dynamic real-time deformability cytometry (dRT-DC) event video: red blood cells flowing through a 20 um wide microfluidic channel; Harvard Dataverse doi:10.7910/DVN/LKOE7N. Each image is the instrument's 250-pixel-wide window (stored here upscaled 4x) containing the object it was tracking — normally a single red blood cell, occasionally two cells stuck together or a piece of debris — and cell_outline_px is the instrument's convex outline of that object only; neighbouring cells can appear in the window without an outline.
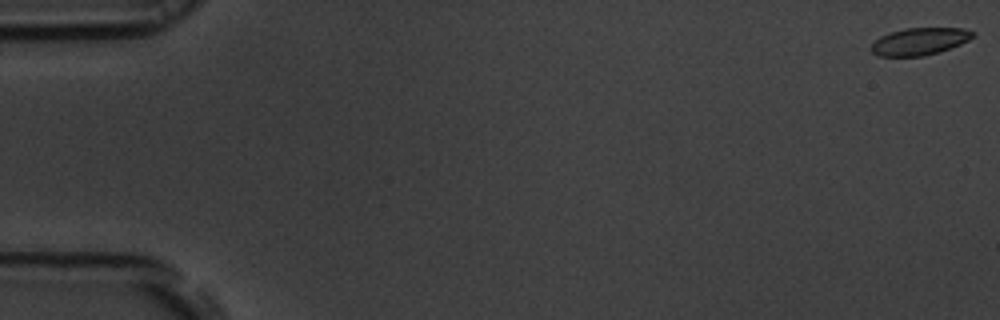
{"species": "common noctule bat (a hibernating species)", "species_latin": "Nyctalus noctula", "temperature_condition": "room temperature", "stored_images_in_passage": 56, "camera_frame_rate_fps": 3000, "um_per_image_px": 0.085, "animal": {"sex": "male", "body_mass_g": 19.5, "forearm_length_mm": 54.6}, "frame": {"image": 1, "passage_image": 1, "time_ms": 0.0, "image_size_px": [1000, 320], "cell_outline_px": [[976, 36], [960, 44], [940, 52], [924, 56], [876, 56], [872, 52], [872, 44], [880, 36], [904, 28], [964, 28], [976, 32]], "centroid_in_image_um": [78.2, 3.52], "position_along_channel_um": 6.8, "area_um2": 16.18}}
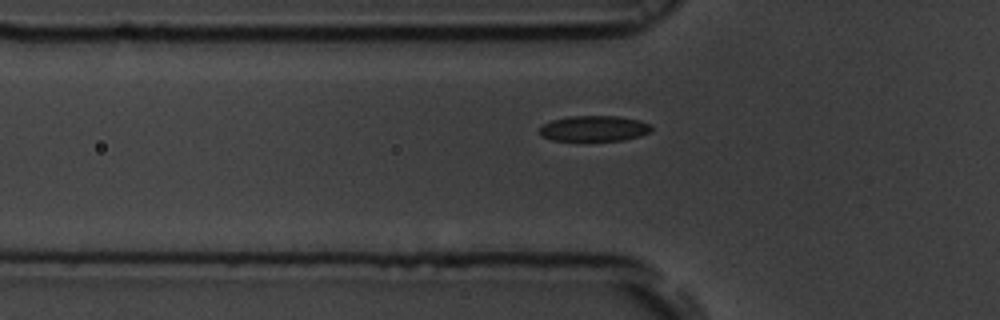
{"frame": {"image": 2, "passage_image": 19, "time_ms": 6.0, "image_size_px": [1000, 320], "cell_outline_px": [[652, 132], [640, 136], [624, 140], [552, 140], [540, 136], [540, 128], [544, 124], [552, 120], [568, 116], [620, 116], [640, 120], [648, 124], [652, 128]], "centroid_in_image_um": [50.52, 10.91], "position_along_channel_um": 75.3, "area_um2": 16.7}}
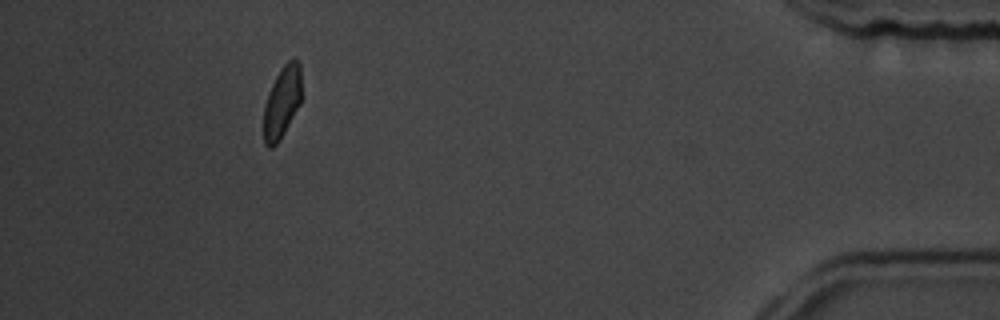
{"frame": {"image": 3, "passage_image": 51, "time_ms": 16.667, "image_size_px": [1000, 320], "cell_outline_px": [[300, 104], [280, 140], [272, 148], [268, 148], [264, 144], [264, 104], [268, 92], [280, 68], [292, 56], [300, 60]], "centroid_in_image_um": [23.96, 8.65], "position_along_channel_um": 411.2, "area_um2": 15.95}, "authors_computed_cell_mechanics": {"area_um2": 17.2822, "velocity_mm_per_s": 3.7073, "shape_relaxation_time_tau1_ms": 10.4886, "shape_relaxation_time_tau2_ms": 3.6175, "deformation_change_tau1": 0.1695, "deformation_change_tau2": 0.0845}}